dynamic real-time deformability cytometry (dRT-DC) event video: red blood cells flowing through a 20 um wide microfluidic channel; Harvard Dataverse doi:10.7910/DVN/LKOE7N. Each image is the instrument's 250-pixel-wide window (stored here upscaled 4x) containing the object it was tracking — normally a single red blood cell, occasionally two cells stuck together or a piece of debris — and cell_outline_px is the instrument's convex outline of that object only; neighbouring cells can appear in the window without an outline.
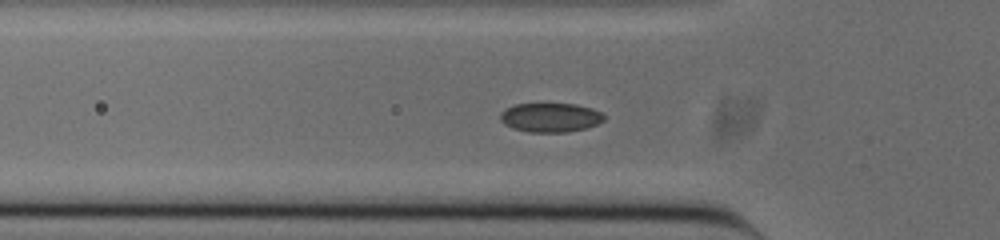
{"species": "common noctule bat (a hibernating species)", "species_latin": "Nyctalus noctula", "temperature_condition": "cold", "stored_images_in_passage": 52, "camera_frame_rate_fps": 3000, "um_per_image_px": 0.085, "animal": {"sex": "male", "body_mass_g": 20.0, "forearm_length_mm": 53.3}, "frame": {"image": 1, "passage_image": 15, "time_ms": 4.667, "image_size_px": [1000, 240], "cell_outline_px": [[604, 120], [588, 128], [568, 132], [528, 132], [512, 128], [504, 124], [500, 120], [500, 112], [504, 108], [516, 104], [576, 104], [592, 108], [600, 112], [604, 116]], "centroid_in_image_um": [46.76, 9.99], "position_along_channel_um": 79.0, "area_um2": 17.74}}
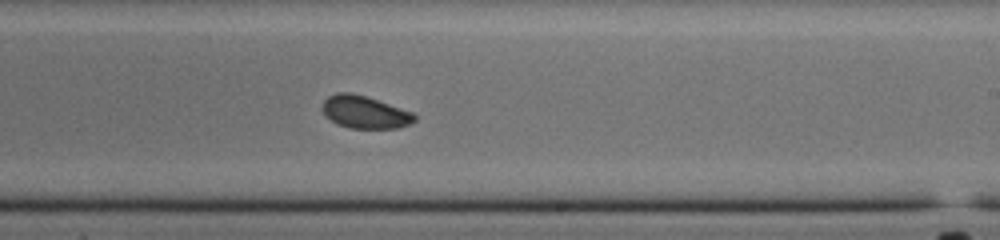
{"frame": {"image": 2, "passage_image": 29, "time_ms": 9.333, "image_size_px": [1000, 240], "cell_outline_px": [[416, 120], [408, 124], [396, 128], [348, 128], [336, 124], [320, 108], [324, 100], [328, 96], [336, 92], [352, 92], [412, 112], [416, 116]], "centroid_in_image_um": [30.96, 9.53], "position_along_channel_um": 258.0, "area_um2": 17.28}}
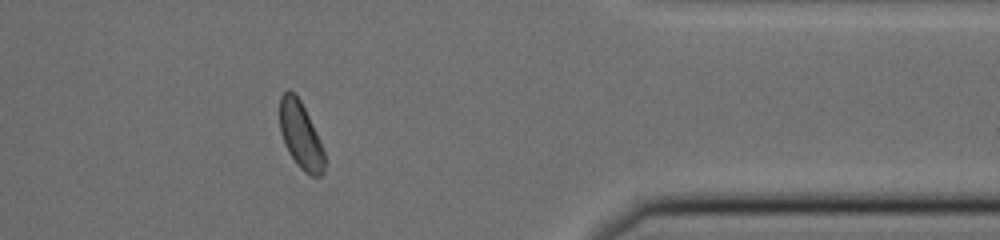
{"frame": {"image": 3, "passage_image": 41, "time_ms": 13.333, "image_size_px": [1000, 240], "cell_outline_px": [[324, 172], [320, 176], [312, 176], [304, 172], [296, 164], [288, 152], [284, 144], [280, 132], [280, 96], [288, 88], [300, 100], [320, 140], [324, 152]], "centroid_in_image_um": [25.54, 11.52], "position_along_channel_um": 385.9, "area_um2": 17.34}, "authors_computed_cell_mechanics": {"area_um2": 17.7157, "velocity_mm_per_s": 3.8336, "shape_relaxation_time_tau1_ms": 2.6668, "shape_relaxation_time_tau2_ms": 1.877, "deformation_change_tau1": 0.0589, "deformation_change_tau2": 0.058}}